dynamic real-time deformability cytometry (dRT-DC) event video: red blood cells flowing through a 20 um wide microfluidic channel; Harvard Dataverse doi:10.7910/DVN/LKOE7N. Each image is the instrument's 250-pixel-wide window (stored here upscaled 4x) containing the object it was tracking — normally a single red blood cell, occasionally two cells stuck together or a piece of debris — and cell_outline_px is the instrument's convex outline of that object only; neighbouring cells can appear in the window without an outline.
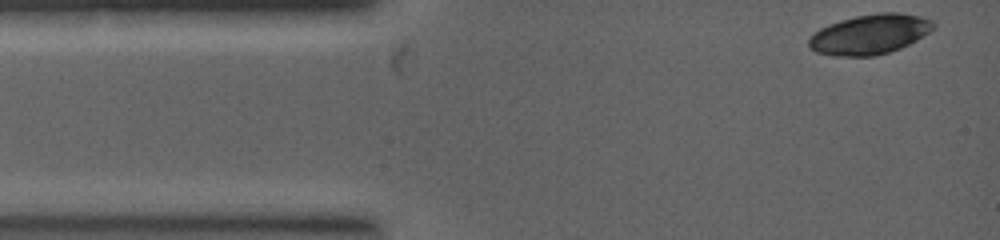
{"species": "common noctule bat (a hibernating species)", "species_latin": "Nyctalus noctula", "temperature_condition": "warm", "stored_images_in_passage": 7, "camera_frame_rate_fps": 5000, "um_per_image_px": 0.085, "animal": {"sex": "female", "body_mass_g": 19.0, "forearm_length_mm": 53.3}, "frame": {"image": 1, "passage_image": 1, "time_ms": 0.0, "image_size_px": [1000, 240], "cell_outline_px": [[936, 24], [928, 32], [916, 40], [900, 48], [888, 52], [872, 56], [832, 56], [816, 52], [808, 44], [808, 40], [820, 28], [856, 16], [880, 12], [896, 12], [920, 16], [932, 20]], "centroid_in_image_um": [73.95, 2.92], "position_along_channel_um": 11.1, "area_um2": 28.5}}
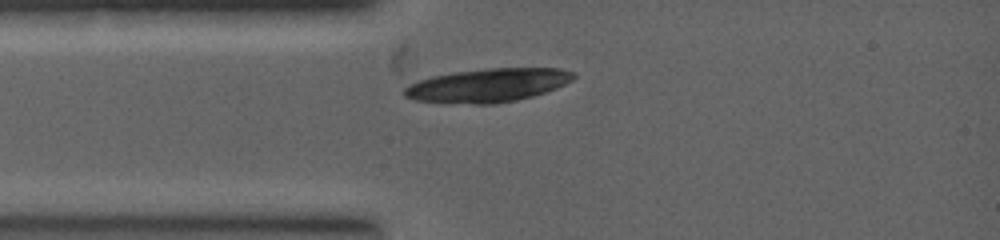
{"frame": {"image": 2, "passage_image": 7, "time_ms": 1.4, "image_size_px": [1000, 240], "cell_outline_px": [[576, 76], [572, 80], [556, 88], [532, 96], [516, 100], [492, 104], [476, 104], [416, 100], [404, 96], [404, 88], [408, 84], [432, 76], [456, 72], [492, 68], [560, 68], [572, 72]], "centroid_in_image_um": [41.47, 7.24], "position_along_channel_um": 43.5, "area_um2": 32.66}}